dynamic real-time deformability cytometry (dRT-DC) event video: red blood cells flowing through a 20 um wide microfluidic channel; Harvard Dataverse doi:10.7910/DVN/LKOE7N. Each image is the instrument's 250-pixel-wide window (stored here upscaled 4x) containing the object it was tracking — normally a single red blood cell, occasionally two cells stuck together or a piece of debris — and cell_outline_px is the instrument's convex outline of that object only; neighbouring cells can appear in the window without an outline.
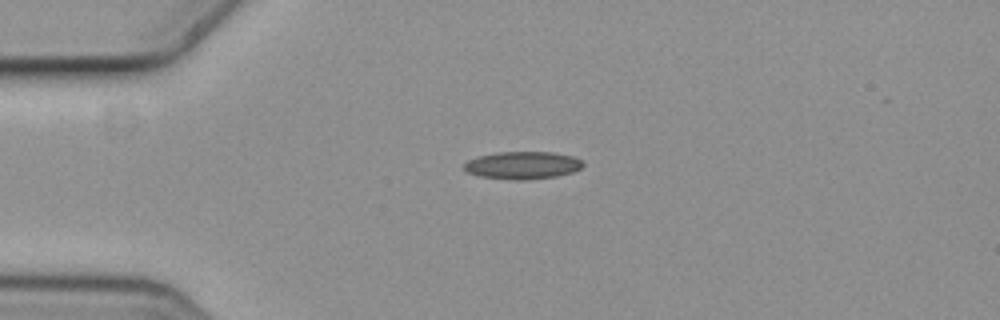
{"species": "common noctule bat (a hibernating species)", "species_latin": "Nyctalus noctula", "temperature_condition": "cold", "stored_images_in_passage": 2, "camera_frame_rate_fps": 3000, "um_per_image_px": 0.085, "animal": {"sex": "female", "body_mass_g": 19.3, "forearm_length_mm": 54.1}, "frame": {"image": 1, "passage_image": 1, "time_ms": 0.0, "image_size_px": [1000, 320], "cell_outline_px": [[584, 164], [580, 168], [572, 172], [556, 176], [520, 180], [516, 180], [480, 176], [468, 172], [464, 168], [464, 164], [468, 160], [476, 156], [496, 152], [552, 152], [572, 156], [584, 160]], "centroid_in_image_um": [44.42, 14.03], "position_along_channel_um": 40.6, "area_um2": 19.02}}